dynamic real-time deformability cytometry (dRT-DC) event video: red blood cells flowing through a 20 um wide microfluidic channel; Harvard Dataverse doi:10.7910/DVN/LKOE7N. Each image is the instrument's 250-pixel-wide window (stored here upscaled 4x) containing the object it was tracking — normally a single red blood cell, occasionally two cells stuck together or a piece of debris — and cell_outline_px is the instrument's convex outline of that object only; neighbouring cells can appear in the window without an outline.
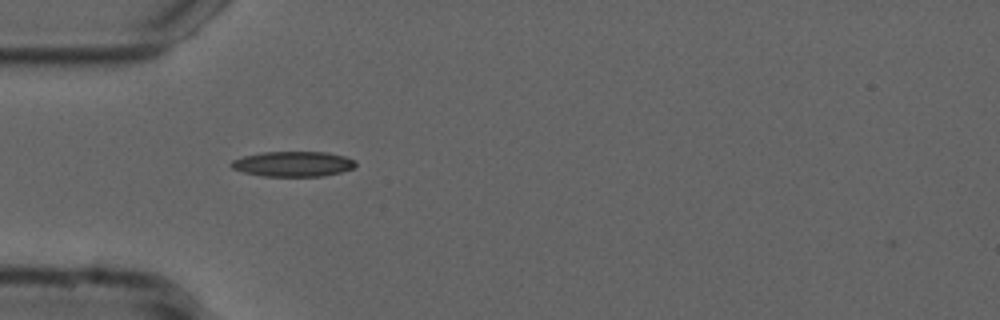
{"species": "common noctule bat (a hibernating species)", "species_latin": "Nyctalus noctula", "temperature_condition": "cold", "stored_images_in_passage": 39, "camera_frame_rate_fps": 3000, "um_per_image_px": 0.085, "animal": {"sex": "male", "forearm_length_mm": 52.5}, "frame": {"image": 1, "passage_image": 1, "time_ms": 0.0, "image_size_px": [1000, 320], "cell_outline_px": [[356, 164], [352, 168], [340, 172], [324, 176], [264, 176], [244, 172], [232, 168], [228, 164], [232, 160], [244, 156], [260, 152], [328, 152], [344, 156], [356, 160]], "centroid_in_image_um": [24.9, 13.93], "position_along_channel_um": 60.1, "area_um2": 18.26}}
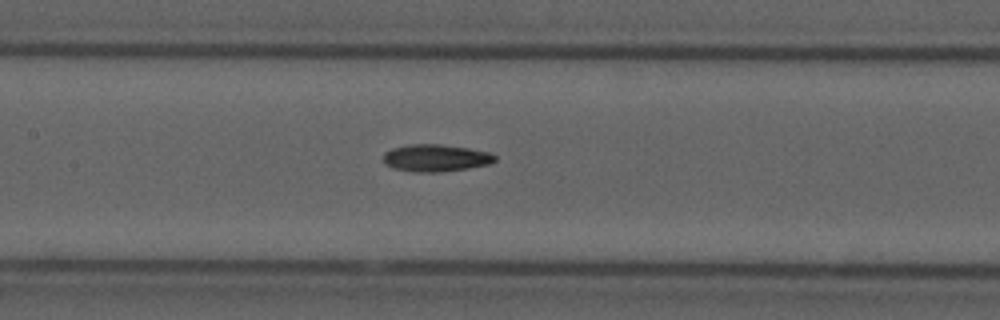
{"frame": {"image": 2, "passage_image": 10, "time_ms": 3.0, "image_size_px": [1000, 320], "cell_outline_px": [[496, 160], [488, 164], [468, 168], [444, 172], [412, 172], [392, 168], [384, 164], [384, 152], [392, 148], [408, 144], [440, 144], [468, 148], [488, 152], [496, 156]], "centroid_in_image_um": [37.0, 13.43], "position_along_channel_um": 170.4, "area_um2": 17.8}}
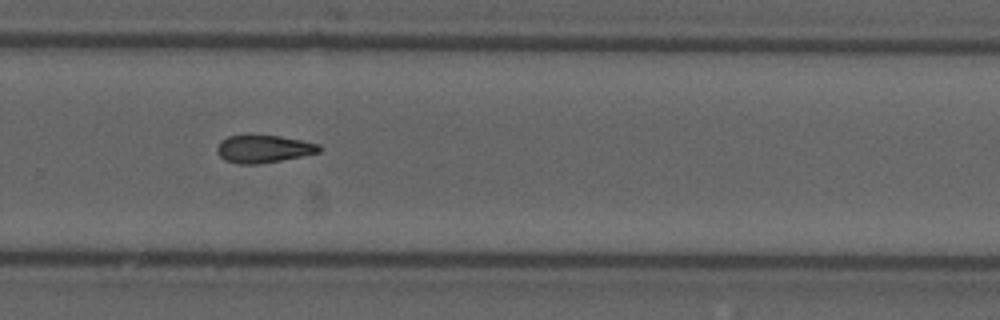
{"frame": {"image": 3, "passage_image": 21, "time_ms": 6.667, "image_size_px": [1000, 320], "cell_outline_px": [[324, 148], [320, 152], [260, 164], [240, 164], [224, 160], [216, 152], [216, 148], [220, 140], [228, 136], [280, 136], [320, 144]], "centroid_in_image_um": [22.4, 12.66], "position_along_channel_um": 307.4, "area_um2": 16.36}, "authors_computed_cell_mechanics": {"area_um2": 16.9354, "velocity_mm_per_s": 3.7546, "shape_relaxation_time_tau1_ms": 7.6853, "shape_relaxation_time_tau2_ms": null, "deformation_change_tau1": 0.1466, "deformation_change_tau2": null}}